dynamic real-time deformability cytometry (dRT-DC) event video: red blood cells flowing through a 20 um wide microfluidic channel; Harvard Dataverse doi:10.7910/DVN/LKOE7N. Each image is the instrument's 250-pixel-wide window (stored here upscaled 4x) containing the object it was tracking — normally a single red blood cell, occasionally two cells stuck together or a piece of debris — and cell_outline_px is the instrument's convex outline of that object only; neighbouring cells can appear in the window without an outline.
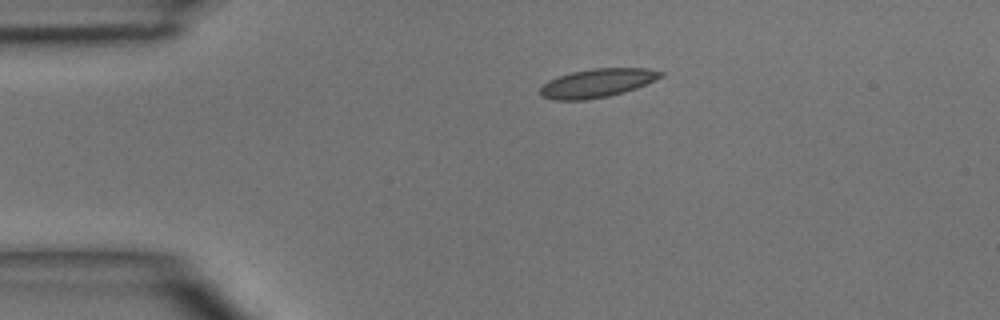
{"species": "common noctule bat (a hibernating species)", "species_latin": "Nyctalus noctula", "temperature_condition": "room temperature", "stored_images_in_passage": 2, "camera_frame_rate_fps": 3000, "um_per_image_px": 0.085, "animal": {"sex": "male", "body_mass_g": 15.6}, "frame": {"image": 1, "passage_image": 1, "time_ms": 0.0, "image_size_px": [1000, 320], "cell_outline_px": [[664, 76], [656, 80], [636, 88], [624, 92], [608, 96], [584, 100], [552, 100], [540, 96], [540, 88], [548, 80], [572, 72], [596, 68], [648, 68], [664, 72]], "centroid_in_image_um": [50.78, 7.06], "position_along_channel_um": 34.2, "area_um2": 20.11}}